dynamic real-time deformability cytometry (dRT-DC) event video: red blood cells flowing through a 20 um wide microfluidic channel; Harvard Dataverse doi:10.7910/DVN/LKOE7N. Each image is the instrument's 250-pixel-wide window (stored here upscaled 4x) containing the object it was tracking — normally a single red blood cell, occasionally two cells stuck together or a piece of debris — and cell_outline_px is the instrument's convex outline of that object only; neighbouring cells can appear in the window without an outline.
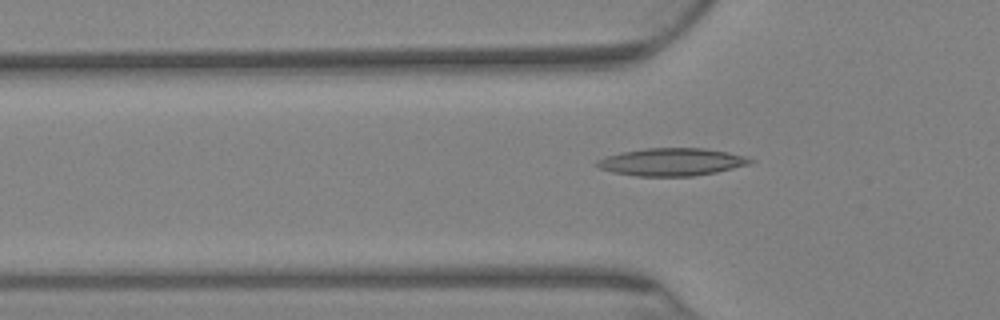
{"species": "Egyptian fruit bat (a non-hibernating species)", "species_latin": "Rousettus aegyptiacus", "temperature_condition": "warm", "stored_images_in_passage": 57, "segment_of_instrument_passage": [1, 2], "camera_frame_rate_fps": 3000, "um_per_image_px": 0.085, "animal": {"sex": "female"}, "frame": {"image": 1, "passage_image": 6, "time_ms": 1.667, "image_size_px": [1000, 320], "cell_outline_px": [[756, 160], [748, 164], [716, 172], [692, 176], [636, 176], [612, 172], [600, 168], [592, 164], [596, 160], [604, 156], [620, 152], [644, 148], [704, 148], [728, 152], [744, 156]], "centroid_in_image_um": [57.02, 13.76], "position_along_channel_um": 68.8, "area_um2": 24.8}}
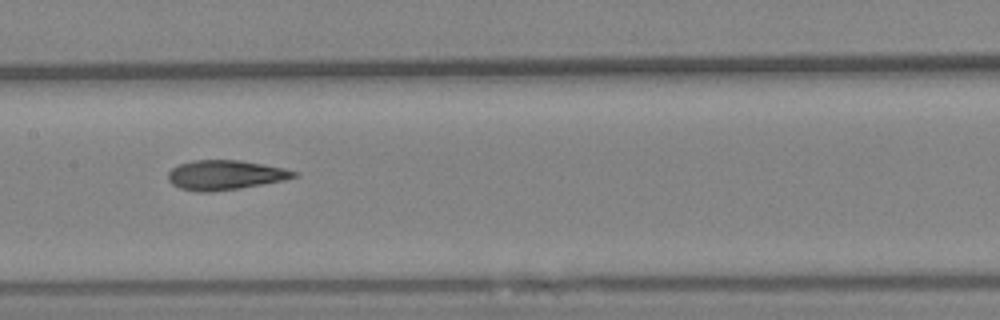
{"frame": {"image": 2, "passage_image": 19, "time_ms": 6.0, "image_size_px": [1000, 320], "cell_outline_px": [[296, 176], [284, 180], [240, 188], [208, 192], [196, 192], [180, 188], [172, 184], [168, 180], [168, 172], [172, 168], [180, 164], [192, 160], [240, 160], [284, 168], [296, 172]], "centroid_in_image_um": [19.09, 14.87], "position_along_channel_um": 188.3, "area_um2": 21.56}}
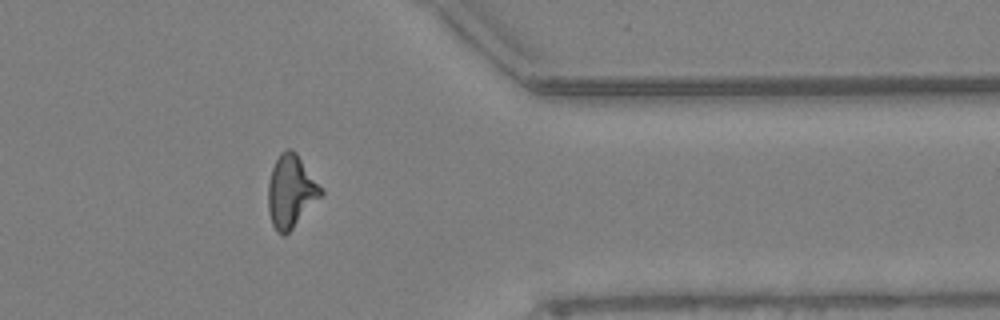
{"frame": {"image": 3, "passage_image": 42, "time_ms": 13.667, "image_size_px": [1000, 320], "cell_outline_px": [[324, 192], [292, 228], [284, 236], [276, 232], [272, 224], [268, 212], [268, 184], [272, 168], [280, 152], [288, 148], [292, 148], [296, 152], [324, 188]], "centroid_in_image_um": [24.73, 16.23], "position_along_channel_um": 386.7, "area_um2": 22.37}}